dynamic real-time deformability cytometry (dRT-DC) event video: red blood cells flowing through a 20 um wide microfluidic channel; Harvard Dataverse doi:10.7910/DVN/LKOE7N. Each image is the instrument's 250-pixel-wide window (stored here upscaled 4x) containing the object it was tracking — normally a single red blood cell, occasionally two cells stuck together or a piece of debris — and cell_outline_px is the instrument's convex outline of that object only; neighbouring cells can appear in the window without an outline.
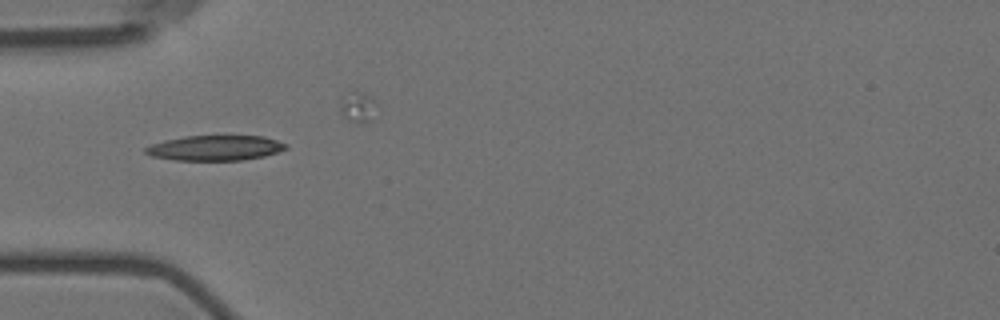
{"species": "Egyptian fruit bat (a non-hibernating species)", "species_latin": "Rousettus aegyptiacus", "temperature_condition": "room temperature", "stored_images_in_passage": 9, "camera_frame_rate_fps": 3000, "um_per_image_px": 0.085, "animal": {"sex": "female"}, "frame": {"image": 1, "passage_image": 1, "time_ms": 0.0, "image_size_px": [1000, 320], "cell_outline_px": [[288, 148], [264, 156], [240, 160], [172, 160], [152, 156], [144, 152], [144, 148], [152, 144], [164, 140], [184, 136], [264, 136], [288, 144]], "centroid_in_image_um": [18.27, 12.57], "position_along_channel_um": 66.7, "area_um2": 20.52}}
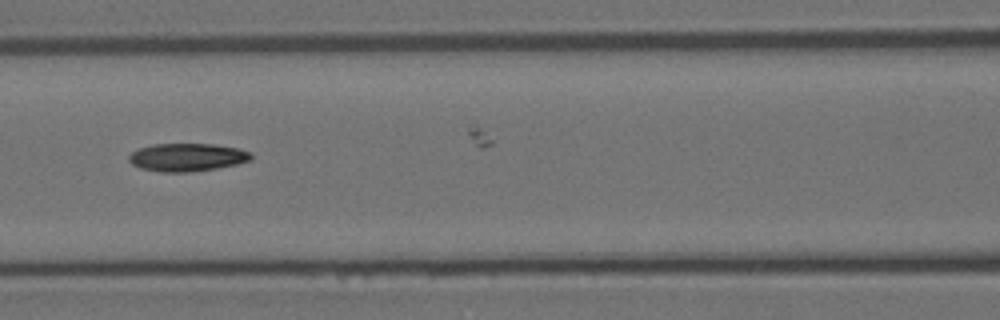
{"frame": {"image": 2, "passage_image": 7, "time_ms": 2.333, "image_size_px": [1000, 320], "cell_outline_px": [[252, 160], [236, 164], [216, 168], [188, 172], [160, 172], [140, 168], [132, 164], [128, 160], [128, 156], [132, 152], [140, 148], [152, 144], [212, 144], [236, 148], [252, 152]], "centroid_in_image_um": [15.89, 13.37], "position_along_channel_um": 150.7, "area_um2": 19.88}}
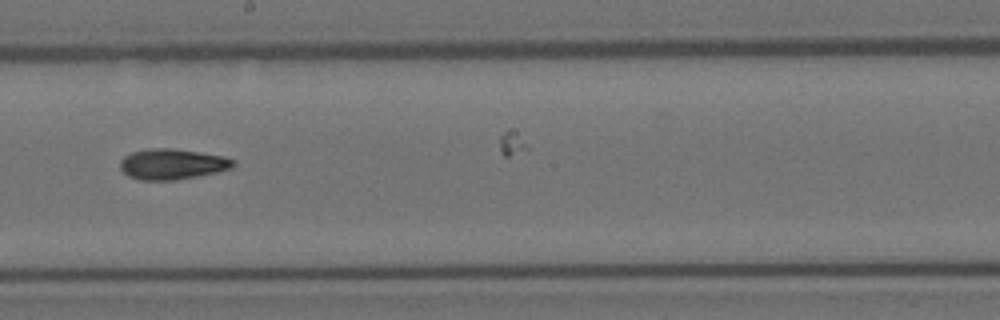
{"frame": {"image": 3, "passage_image": 9, "time_ms": 4.667, "image_size_px": [1000, 320], "cell_outline_px": [[236, 164], [232, 168], [216, 172], [176, 180], [140, 180], [128, 176], [120, 168], [120, 160], [124, 156], [132, 152], [148, 148], [172, 148], [224, 156], [236, 160]], "centroid_in_image_um": [14.64, 13.94], "position_along_channel_um": 233.6, "area_um2": 20.23}}